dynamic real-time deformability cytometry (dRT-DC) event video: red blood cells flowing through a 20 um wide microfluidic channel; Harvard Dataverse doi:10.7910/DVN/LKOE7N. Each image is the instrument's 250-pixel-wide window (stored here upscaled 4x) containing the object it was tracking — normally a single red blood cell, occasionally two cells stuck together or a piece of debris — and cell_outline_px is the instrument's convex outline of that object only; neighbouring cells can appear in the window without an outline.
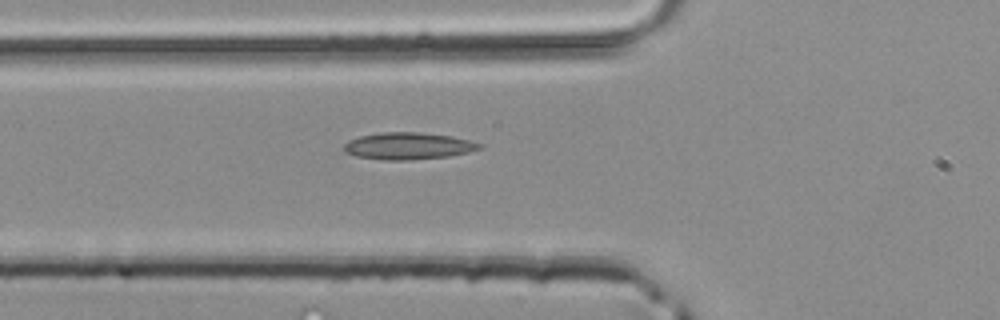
{"species": "common noctule bat (a hibernating species)", "species_latin": "Nyctalus noctula", "temperature_condition": "room temperature", "stored_images_in_passage": 35, "camera_frame_rate_fps": 3000, "um_per_image_px": 0.085, "animal": {"sex": "male", "body_mass_g": 20.4}, "frame": {"image": 1, "passage_image": 6, "time_ms": 1.667, "image_size_px": [1000, 320], "cell_outline_px": [[484, 148], [468, 152], [448, 156], [408, 160], [384, 160], [356, 156], [348, 152], [344, 148], [344, 144], [348, 140], [360, 136], [380, 132], [420, 132], [452, 136], [484, 144]], "centroid_in_image_um": [34.73, 12.4], "position_along_channel_um": 91.1, "area_um2": 21.27}}
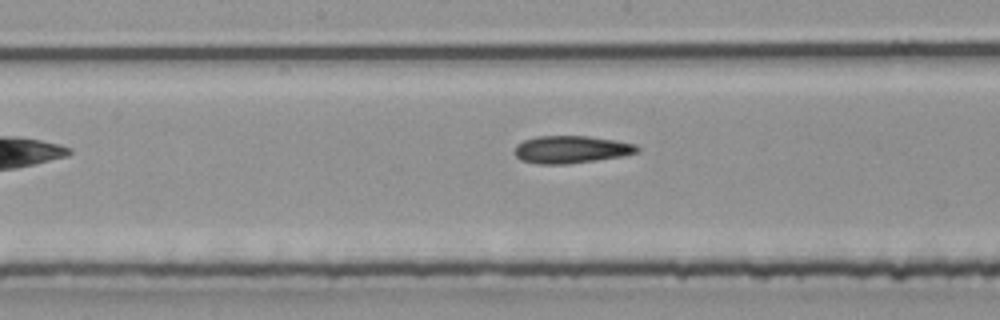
{"frame": {"image": 2, "passage_image": 13, "time_ms": 4.0, "image_size_px": [1000, 320], "cell_outline_px": [[640, 152], [624, 156], [568, 164], [536, 164], [520, 160], [516, 156], [516, 144], [524, 140], [536, 136], [588, 136], [616, 140], [636, 144], [640, 148]], "centroid_in_image_um": [48.58, 12.71], "position_along_channel_um": 199.6, "area_um2": 19.83}}
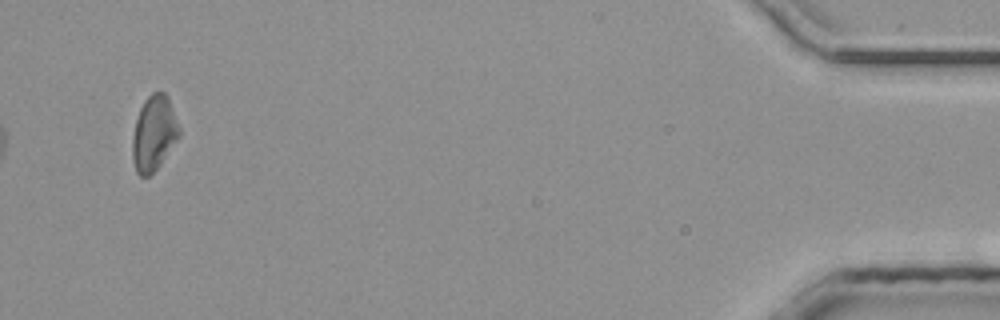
{"frame": {"image": 3, "passage_image": 33, "time_ms": 10.667, "image_size_px": [1000, 320], "cell_outline_px": [[180, 136], [160, 164], [148, 176], [140, 176], [136, 172], [132, 160], [132, 136], [136, 120], [140, 108], [144, 100], [152, 92], [164, 92], [168, 100], [180, 128]], "centroid_in_image_um": [13.06, 11.35], "position_along_channel_um": 422.1, "area_um2": 20.23}}